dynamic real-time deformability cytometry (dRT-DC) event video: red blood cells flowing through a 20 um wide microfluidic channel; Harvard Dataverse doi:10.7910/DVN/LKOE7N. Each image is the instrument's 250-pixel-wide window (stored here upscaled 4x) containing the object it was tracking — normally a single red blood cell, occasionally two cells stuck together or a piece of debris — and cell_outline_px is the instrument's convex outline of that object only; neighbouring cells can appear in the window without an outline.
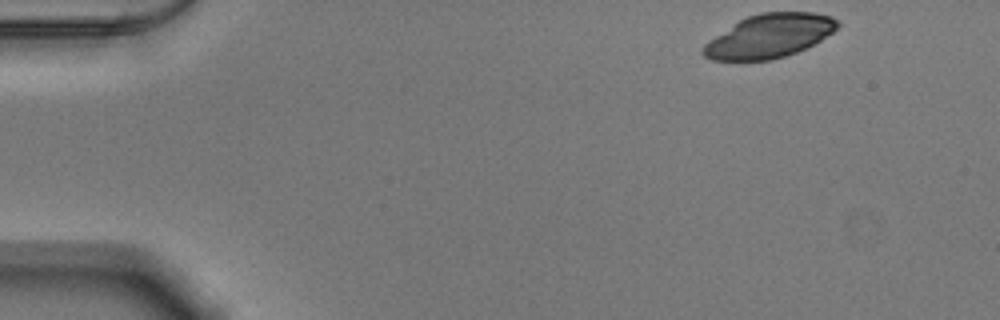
{"species": "Egyptian fruit bat (a non-hibernating species)", "species_latin": "Rousettus aegyptiacus", "temperature_condition": "warm", "stored_images_in_passage": 8, "camera_frame_rate_fps": 3000, "um_per_image_px": 0.085, "animal": {"sex": "male"}, "frame": {"image": 1, "passage_image": 1, "time_ms": 0.0, "image_size_px": [1000, 320], "cell_outline_px": [[840, 24], [832, 32], [820, 40], [796, 52], [772, 60], [712, 60], [704, 56], [700, 52], [704, 44], [708, 40], [740, 20], [748, 16], [760, 12], [812, 12], [832, 16], [840, 20]], "centroid_in_image_um": [65.39, 3.05], "position_along_channel_um": 19.6, "area_um2": 33.99}}